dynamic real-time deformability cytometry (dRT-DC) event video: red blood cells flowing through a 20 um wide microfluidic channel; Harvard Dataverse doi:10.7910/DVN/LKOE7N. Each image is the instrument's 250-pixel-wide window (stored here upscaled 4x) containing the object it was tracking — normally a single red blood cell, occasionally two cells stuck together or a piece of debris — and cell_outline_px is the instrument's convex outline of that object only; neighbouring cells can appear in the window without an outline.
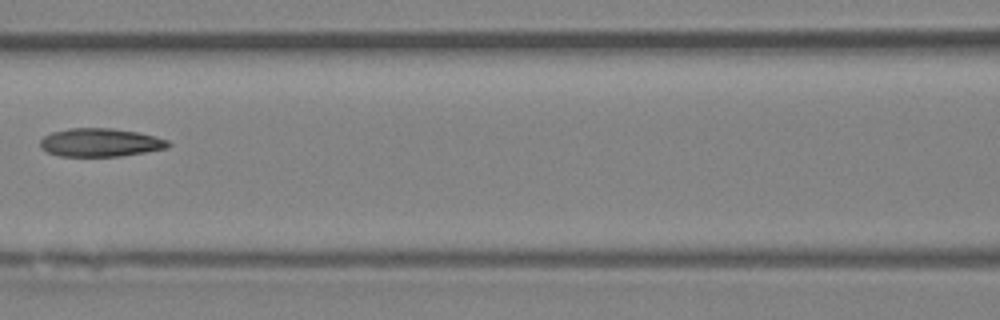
{"species": "Egyptian fruit bat (a non-hibernating species)", "species_latin": "Rousettus aegyptiacus", "temperature_condition": "room temperature", "stored_images_in_passage": 6, "camera_frame_rate_fps": 3000, "um_per_image_px": 0.085, "animal": {"sex": "female"}, "frame": {"image": 1, "passage_image": 6, "time_ms": 6.667, "image_size_px": [1000, 320], "cell_outline_px": [[172, 144], [168, 148], [120, 156], [60, 156], [48, 152], [40, 148], [40, 140], [44, 136], [52, 132], [68, 128], [112, 128], [136, 132], [156, 136], [168, 140]], "centroid_in_image_um": [8.53, 12.11], "position_along_channel_um": 158.1, "area_um2": 21.15}}